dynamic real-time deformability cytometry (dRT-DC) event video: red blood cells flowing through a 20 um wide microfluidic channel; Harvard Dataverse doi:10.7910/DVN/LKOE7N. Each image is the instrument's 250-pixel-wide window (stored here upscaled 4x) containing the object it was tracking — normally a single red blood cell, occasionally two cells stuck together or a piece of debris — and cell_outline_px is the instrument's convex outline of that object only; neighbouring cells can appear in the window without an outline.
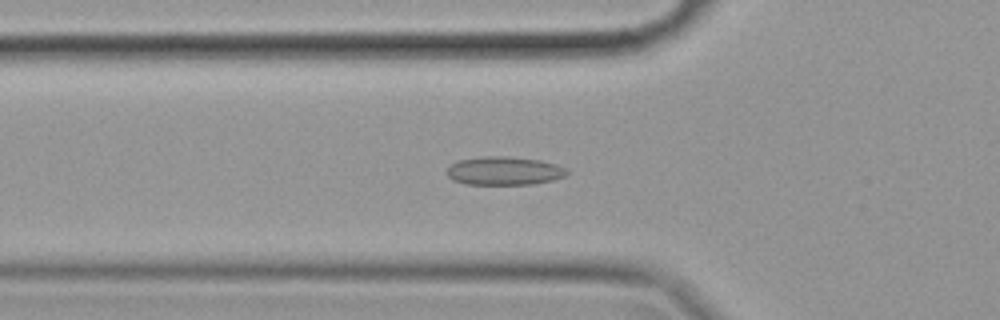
{"species": "common noctule bat (a hibernating species)", "species_latin": "Nyctalus noctula", "temperature_condition": "cold", "stored_images_in_passage": 57, "camera_frame_rate_fps": 3000, "um_per_image_px": 0.085, "animal": {"sex": "female", "body_mass_g": 19.9}, "frame": {"image": 1, "passage_image": 19, "time_ms": 6.0, "image_size_px": [1000, 320], "cell_outline_px": [[568, 172], [564, 176], [552, 180], [532, 184], [464, 184], [452, 180], [448, 176], [448, 168], [452, 164], [460, 160], [484, 156], [500, 156], [540, 160], [556, 164], [564, 168]], "centroid_in_image_um": [42.84, 14.53], "position_along_channel_um": 83.0, "area_um2": 19.59}}
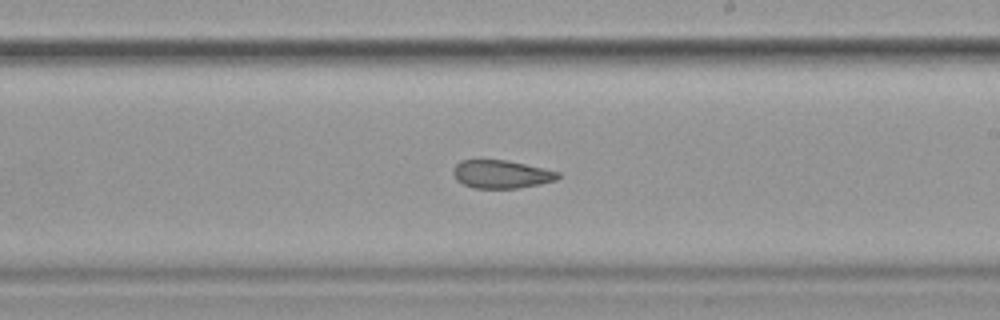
{"frame": {"image": 2, "passage_image": 33, "time_ms": 10.667, "image_size_px": [1000, 320], "cell_outline_px": [[560, 176], [556, 180], [540, 184], [516, 188], [472, 188], [456, 180], [452, 172], [452, 168], [460, 160], [508, 160], [544, 168], [560, 172]], "centroid_in_image_um": [42.6, 14.8], "position_along_channel_um": 246.4, "area_um2": 17.28}}
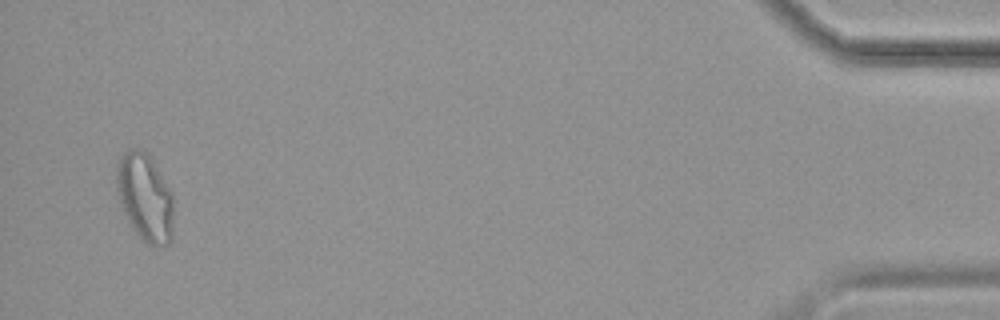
{"frame": {"image": 3, "passage_image": 55, "time_ms": 18.0, "image_size_px": [1000, 320], "cell_outline_px": [[172, 240], [168, 244], [160, 248], [156, 248], [148, 244], [132, 228], [120, 204], [116, 192], [116, 164], [120, 156], [128, 148], [140, 148], [152, 160], [172, 192]], "centroid_in_image_um": [12.3, 16.78], "position_along_channel_um": 422.9, "area_um2": 29.3}, "authors_computed_cell_mechanics": {"area_um2": 20.0566, "velocity_mm_per_s": 3.4936, "shape_relaxation_time_tau1_ms": null, "shape_relaxation_time_tau2_ms": 3.9415, "deformation_change_tau1": null, "deformation_change_tau2": 0.0821}}